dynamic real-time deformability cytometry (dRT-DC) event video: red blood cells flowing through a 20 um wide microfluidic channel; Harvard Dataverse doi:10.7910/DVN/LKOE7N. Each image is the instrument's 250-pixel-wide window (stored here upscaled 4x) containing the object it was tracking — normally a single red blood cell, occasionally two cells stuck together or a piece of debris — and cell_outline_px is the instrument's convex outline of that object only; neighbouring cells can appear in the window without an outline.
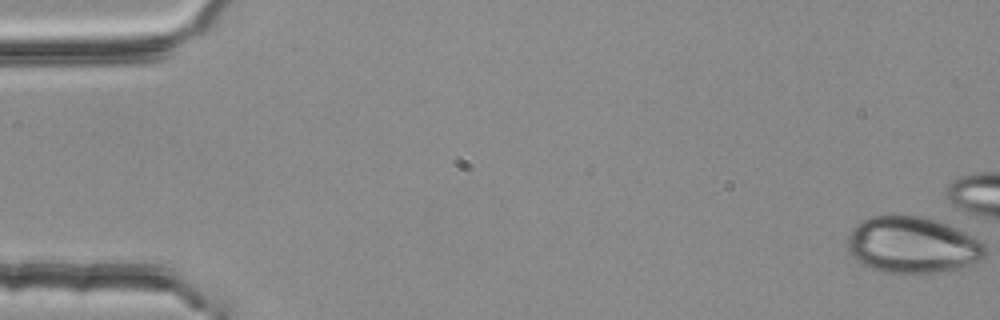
{"species": "common noctule bat (a hibernating species)", "species_latin": "Nyctalus noctula", "temperature_condition": "room temperature", "stored_images_in_passage": 1, "camera_frame_rate_fps": 3000, "um_per_image_px": 0.085, "animal": {"sex": "female", "body_mass_g": 25.1}, "frame": {"image": 1, "passage_image": 1, "time_ms": 0.0, "image_size_px": [1000, 320], "cell_outline_px": [[984, 256], [980, 260], [968, 268], [940, 272], [884, 272], [872, 268], [856, 260], [848, 252], [848, 236], [852, 228], [860, 220], [872, 216], [924, 216], [936, 220], [956, 228], [980, 240], [984, 244]], "centroid_in_image_um": [77.56, 20.83], "position_along_channel_um": 7.4, "area_um2": 45.2}}